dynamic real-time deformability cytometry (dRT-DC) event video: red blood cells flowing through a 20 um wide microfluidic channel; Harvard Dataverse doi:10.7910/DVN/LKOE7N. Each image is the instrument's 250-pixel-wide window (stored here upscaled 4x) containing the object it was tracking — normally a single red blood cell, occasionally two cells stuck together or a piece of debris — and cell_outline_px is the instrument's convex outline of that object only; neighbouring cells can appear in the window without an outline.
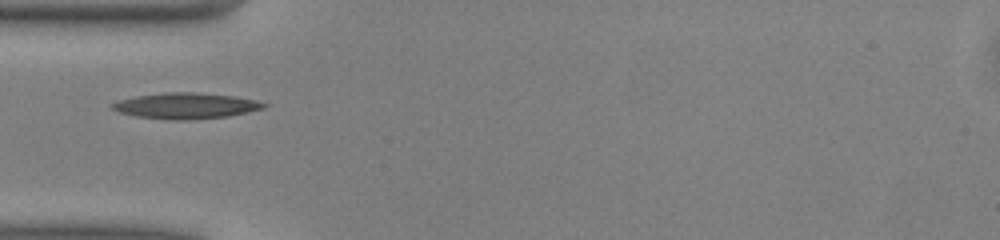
{"species": "common noctule bat (a hibernating species)", "species_latin": "Nyctalus noctula", "temperature_condition": "warm", "stored_images_in_passage": 25, "camera_frame_rate_fps": 3000, "um_per_image_px": 0.085, "animal": {"sex": "male", "body_mass_g": 13.0, "forearm_length_mm": 53.1}, "frame": {"image": 1, "passage_image": 1, "time_ms": 0.0, "image_size_px": [1000, 240], "cell_outline_px": [[268, 104], [264, 108], [248, 112], [228, 116], [184, 120], [172, 120], [136, 116], [120, 112], [112, 108], [108, 104], [120, 100], [136, 96], [164, 92], [196, 92], [236, 96], [256, 100]], "centroid_in_image_um": [15.81, 8.98], "position_along_channel_um": 69.2, "area_um2": 22.83}}
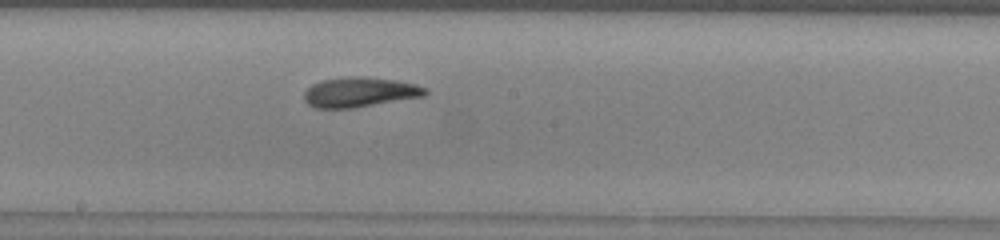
{"frame": {"image": 2, "passage_image": 12, "time_ms": 3.667, "image_size_px": [1000, 240], "cell_outline_px": [[428, 92], [424, 96], [352, 108], [316, 108], [308, 104], [304, 100], [304, 92], [312, 84], [320, 80], [356, 76], [360, 76], [396, 80], [416, 84], [428, 88]], "centroid_in_image_um": [30.58, 7.83], "position_along_channel_um": 217.6, "area_um2": 21.04}}
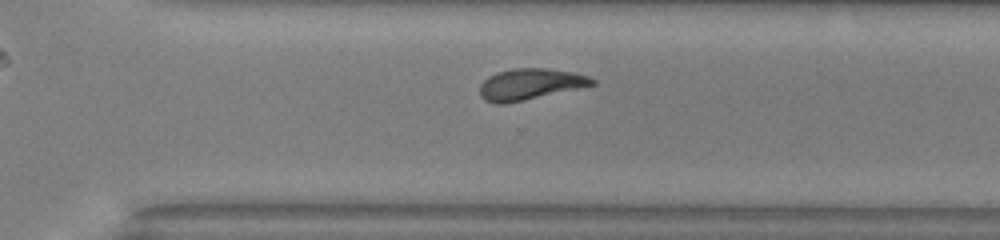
{"frame": {"image": 3, "passage_image": 20, "time_ms": 6.333, "image_size_px": [1000, 240], "cell_outline_px": [[596, 84], [524, 100], [504, 104], [496, 104], [484, 100], [480, 96], [480, 84], [488, 76], [496, 72], [512, 68], [544, 68], [572, 72], [588, 76], [596, 80]], "centroid_in_image_um": [45.01, 7.15], "position_along_channel_um": 325.6, "area_um2": 20.35}}